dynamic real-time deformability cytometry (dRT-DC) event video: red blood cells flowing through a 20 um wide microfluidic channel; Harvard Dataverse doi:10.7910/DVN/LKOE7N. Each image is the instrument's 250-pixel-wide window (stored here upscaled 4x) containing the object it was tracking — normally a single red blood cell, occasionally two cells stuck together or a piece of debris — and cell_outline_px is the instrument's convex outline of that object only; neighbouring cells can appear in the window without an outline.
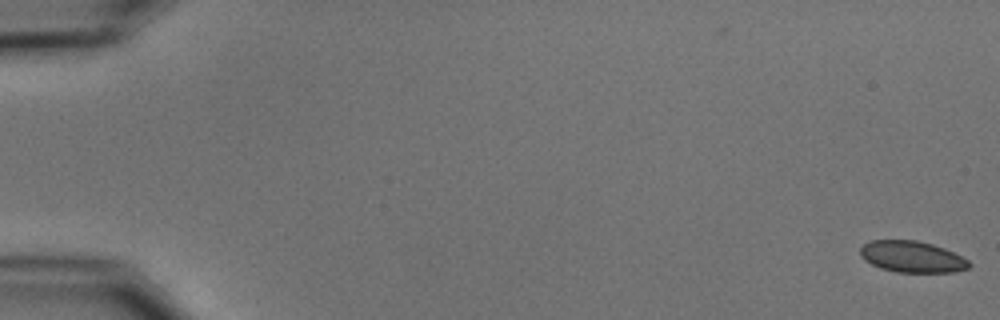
{"species": "common noctule bat (a hibernating species)", "species_latin": "Nyctalus noctula", "temperature_condition": "cold", "stored_images_in_passage": 5, "camera_frame_rate_fps": 3000, "um_per_image_px": 0.085, "animal": {"sex": "male", "body_mass_g": 15.6}, "frame": {"image": 1, "passage_image": 1, "time_ms": 0.0, "image_size_px": [1000, 320], "cell_outline_px": [[972, 264], [968, 268], [952, 272], [896, 272], [880, 268], [864, 260], [860, 256], [860, 248], [864, 244], [872, 240], [916, 240], [932, 244], [944, 248], [968, 260]], "centroid_in_image_um": [77.5, 21.82], "position_along_channel_um": 7.5, "area_um2": 19.83}}
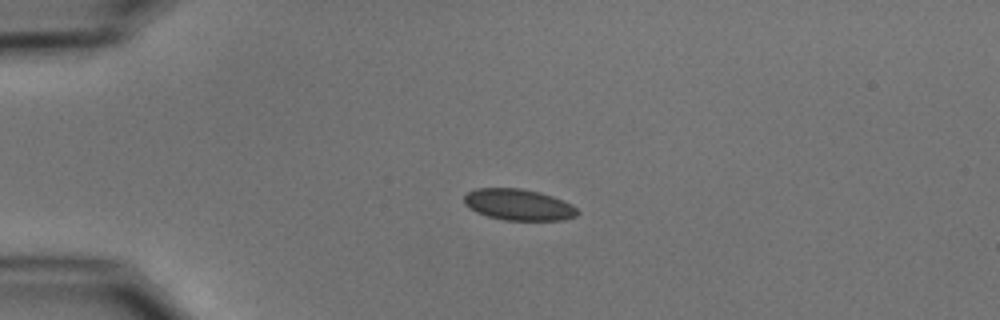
{"frame": {"image": 2, "passage_image": 4, "time_ms": 4.333, "image_size_px": [1000, 320], "cell_outline_px": [[580, 212], [576, 216], [564, 220], [504, 220], [488, 216], [476, 212], [464, 204], [464, 196], [468, 192], [476, 188], [520, 188], [540, 192], [552, 196], [572, 204]], "centroid_in_image_um": [44.08, 17.4], "position_along_channel_um": 40.9, "area_um2": 20.69}}